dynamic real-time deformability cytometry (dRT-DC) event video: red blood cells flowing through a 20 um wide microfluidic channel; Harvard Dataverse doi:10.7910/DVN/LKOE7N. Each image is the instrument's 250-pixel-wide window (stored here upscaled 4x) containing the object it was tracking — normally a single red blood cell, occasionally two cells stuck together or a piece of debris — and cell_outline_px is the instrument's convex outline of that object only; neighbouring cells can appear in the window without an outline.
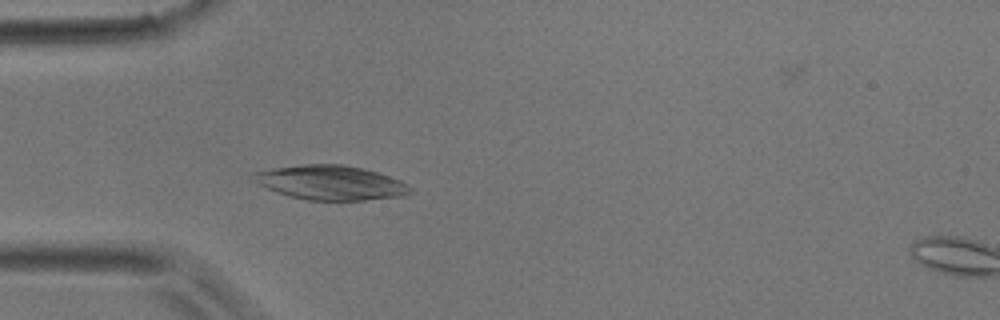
{"species": "common noctule bat (a hibernating species)", "species_latin": "Nyctalus noctula", "temperature_condition": "room temperature", "stored_images_in_passage": 16, "camera_frame_rate_fps": 3000, "um_per_image_px": 0.085, "animal": {"sex": "male", "body_mass_g": 17.9}, "frame": {"image": 1, "passage_image": 4, "time_ms": 1.0, "image_size_px": [1000, 320], "cell_outline_px": [[412, 192], [404, 196], [364, 200], [308, 200], [288, 196], [268, 188], [252, 180], [252, 172], [272, 168], [304, 164], [340, 164], [360, 168], [376, 172], [400, 180], [408, 184], [412, 188]], "centroid_in_image_um": [28.11, 15.53], "position_along_channel_um": 56.9, "area_um2": 31.33}}
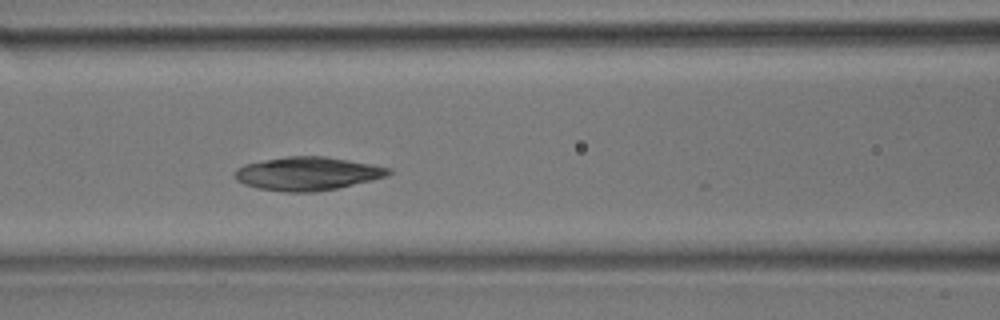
{"frame": {"image": 2, "passage_image": 10, "time_ms": 3.0, "image_size_px": [1000, 320], "cell_outline_px": [[392, 172], [388, 176], [372, 180], [336, 188], [316, 192], [288, 192], [256, 188], [244, 184], [236, 180], [236, 168], [244, 164], [264, 160], [288, 156], [324, 156], [372, 164], [392, 168]], "centroid_in_image_um": [26.15, 14.75], "position_along_channel_um": 140.4, "area_um2": 29.88}}
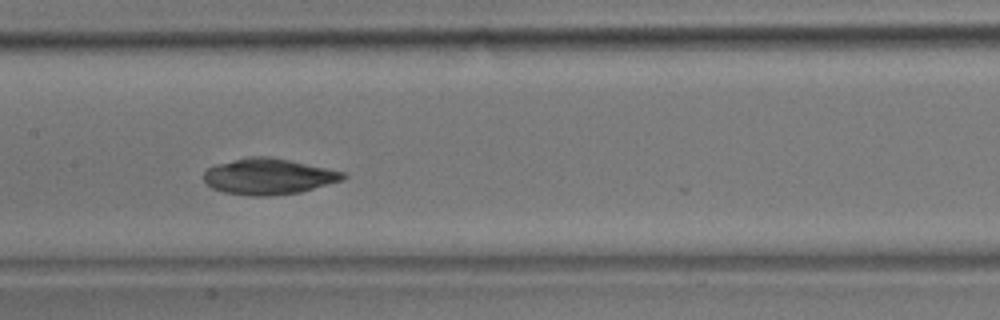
{"frame": {"image": 3, "passage_image": 13, "time_ms": 4.0, "image_size_px": [1000, 320], "cell_outline_px": [[348, 176], [344, 180], [300, 192], [272, 196], [252, 196], [224, 192], [212, 188], [204, 180], [204, 172], [208, 168], [216, 164], [248, 156], [268, 156], [288, 160], [344, 172]], "centroid_in_image_um": [22.82, 15.0], "position_along_channel_um": 184.6, "area_um2": 29.13}}